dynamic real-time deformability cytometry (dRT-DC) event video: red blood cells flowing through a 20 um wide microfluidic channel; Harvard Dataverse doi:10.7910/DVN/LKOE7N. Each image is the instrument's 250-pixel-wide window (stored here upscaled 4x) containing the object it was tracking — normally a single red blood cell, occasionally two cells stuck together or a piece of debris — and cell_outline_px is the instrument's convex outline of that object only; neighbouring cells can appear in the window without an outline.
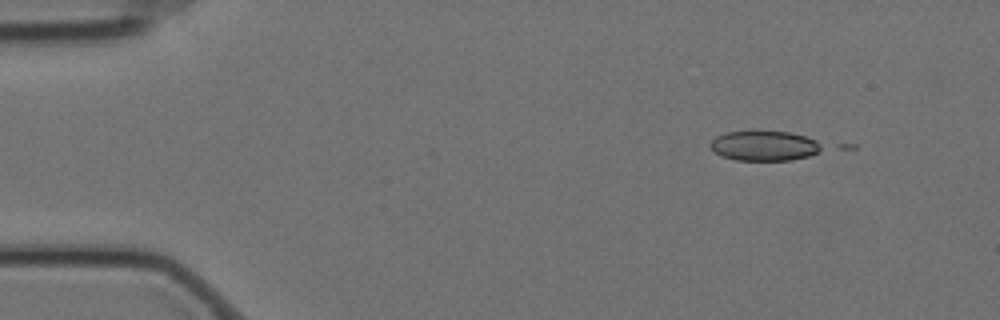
{"species": "Egyptian fruit bat (a non-hibernating species)", "species_latin": "Rousettus aegyptiacus", "temperature_condition": "cold", "stored_images_in_passage": 5, "camera_frame_rate_fps": 3000, "um_per_image_px": 0.085, "animal": {"sex": "female"}, "frame": {"image": 1, "passage_image": 2, "time_ms": 0.333, "image_size_px": [1000, 320], "cell_outline_px": [[824, 148], [808, 156], [792, 160], [736, 160], [720, 156], [708, 144], [716, 136], [728, 132], [752, 128], [792, 132], [816, 140], [824, 144]], "centroid_in_image_um": [64.96, 12.34], "position_along_channel_um": 20.0, "area_um2": 20.23}}
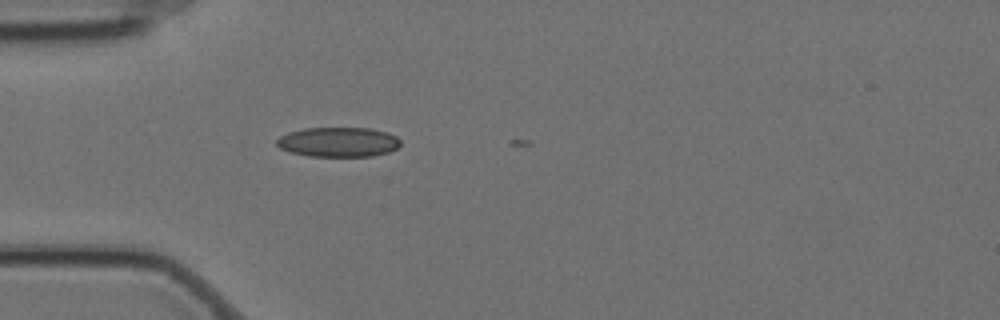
{"frame": {"image": 2, "passage_image": 5, "time_ms": 1.333, "image_size_px": [1000, 320], "cell_outline_px": [[400, 144], [396, 148], [388, 152], [372, 156], [312, 156], [292, 152], [280, 148], [276, 144], [276, 140], [280, 136], [288, 132], [304, 128], [368, 128], [388, 132], [396, 136], [400, 140]], "centroid_in_image_um": [28.76, 12.06], "position_along_channel_um": 56.2, "area_um2": 21.33}}